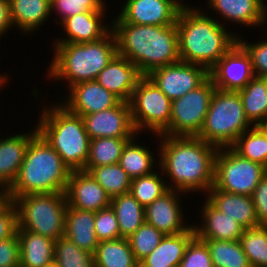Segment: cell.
Wrapping results in <instances>:
<instances>
[{"label":"cell","instance_id":"6da1fadb","mask_svg":"<svg viewBox=\"0 0 267 267\" xmlns=\"http://www.w3.org/2000/svg\"><path fill=\"white\" fill-rule=\"evenodd\" d=\"M156 137L160 140L158 167L168 180V188L185 194L196 191L206 194L214 185L218 148L197 136L159 134Z\"/></svg>","mask_w":267,"mask_h":267},{"label":"cell","instance_id":"7a4b0ae2","mask_svg":"<svg viewBox=\"0 0 267 267\" xmlns=\"http://www.w3.org/2000/svg\"><path fill=\"white\" fill-rule=\"evenodd\" d=\"M185 4L177 18L180 61L197 64L208 71L236 43L238 35L203 8ZM231 31V32H230Z\"/></svg>","mask_w":267,"mask_h":267},{"label":"cell","instance_id":"3957f363","mask_svg":"<svg viewBox=\"0 0 267 267\" xmlns=\"http://www.w3.org/2000/svg\"><path fill=\"white\" fill-rule=\"evenodd\" d=\"M110 21L118 55L127 58L144 75L180 61L176 23L169 26L135 25L125 23L118 15Z\"/></svg>","mask_w":267,"mask_h":267},{"label":"cell","instance_id":"277c9868","mask_svg":"<svg viewBox=\"0 0 267 267\" xmlns=\"http://www.w3.org/2000/svg\"><path fill=\"white\" fill-rule=\"evenodd\" d=\"M54 46V47H53ZM54 52L47 76L54 81L76 83L96 80L99 73L118 54L117 41L111 30L102 39L85 43H53Z\"/></svg>","mask_w":267,"mask_h":267},{"label":"cell","instance_id":"5b68a950","mask_svg":"<svg viewBox=\"0 0 267 267\" xmlns=\"http://www.w3.org/2000/svg\"><path fill=\"white\" fill-rule=\"evenodd\" d=\"M70 168L50 144L37 133L29 142L10 198L35 193L65 192Z\"/></svg>","mask_w":267,"mask_h":267},{"label":"cell","instance_id":"8992f818","mask_svg":"<svg viewBox=\"0 0 267 267\" xmlns=\"http://www.w3.org/2000/svg\"><path fill=\"white\" fill-rule=\"evenodd\" d=\"M47 105L42 106L38 117V133L71 171L83 170L89 156L90 138L82 116L73 114L59 102Z\"/></svg>","mask_w":267,"mask_h":267},{"label":"cell","instance_id":"52a82bcc","mask_svg":"<svg viewBox=\"0 0 267 267\" xmlns=\"http://www.w3.org/2000/svg\"><path fill=\"white\" fill-rule=\"evenodd\" d=\"M252 126L245 116L239 92L215 89L197 137L217 148L231 147Z\"/></svg>","mask_w":267,"mask_h":267},{"label":"cell","instance_id":"ba28073f","mask_svg":"<svg viewBox=\"0 0 267 267\" xmlns=\"http://www.w3.org/2000/svg\"><path fill=\"white\" fill-rule=\"evenodd\" d=\"M18 228L57 240L64 236L68 208L65 192L35 193L11 198Z\"/></svg>","mask_w":267,"mask_h":267},{"label":"cell","instance_id":"9c48e42d","mask_svg":"<svg viewBox=\"0 0 267 267\" xmlns=\"http://www.w3.org/2000/svg\"><path fill=\"white\" fill-rule=\"evenodd\" d=\"M135 130L157 136L170 126L172 101L145 75L129 101Z\"/></svg>","mask_w":267,"mask_h":267},{"label":"cell","instance_id":"30bf717a","mask_svg":"<svg viewBox=\"0 0 267 267\" xmlns=\"http://www.w3.org/2000/svg\"><path fill=\"white\" fill-rule=\"evenodd\" d=\"M267 168L241 157L231 147L218 148L215 156L214 186L221 191L251 196Z\"/></svg>","mask_w":267,"mask_h":267},{"label":"cell","instance_id":"8fae6325","mask_svg":"<svg viewBox=\"0 0 267 267\" xmlns=\"http://www.w3.org/2000/svg\"><path fill=\"white\" fill-rule=\"evenodd\" d=\"M215 86L208 77L200 86L172 101L166 136H198L209 110Z\"/></svg>","mask_w":267,"mask_h":267},{"label":"cell","instance_id":"7c38bea8","mask_svg":"<svg viewBox=\"0 0 267 267\" xmlns=\"http://www.w3.org/2000/svg\"><path fill=\"white\" fill-rule=\"evenodd\" d=\"M147 76L173 101L200 86L209 77V71L203 66L179 61L156 68Z\"/></svg>","mask_w":267,"mask_h":267},{"label":"cell","instance_id":"4fadbf2b","mask_svg":"<svg viewBox=\"0 0 267 267\" xmlns=\"http://www.w3.org/2000/svg\"><path fill=\"white\" fill-rule=\"evenodd\" d=\"M251 57L236 42L209 70L215 89L238 92L254 77Z\"/></svg>","mask_w":267,"mask_h":267},{"label":"cell","instance_id":"5bb4252c","mask_svg":"<svg viewBox=\"0 0 267 267\" xmlns=\"http://www.w3.org/2000/svg\"><path fill=\"white\" fill-rule=\"evenodd\" d=\"M119 17L135 25L169 26L186 4L182 0H124Z\"/></svg>","mask_w":267,"mask_h":267},{"label":"cell","instance_id":"9a60e30c","mask_svg":"<svg viewBox=\"0 0 267 267\" xmlns=\"http://www.w3.org/2000/svg\"><path fill=\"white\" fill-rule=\"evenodd\" d=\"M90 140L95 138H132L134 128L129 102L120 101L108 110L82 116Z\"/></svg>","mask_w":267,"mask_h":267},{"label":"cell","instance_id":"2e32d148","mask_svg":"<svg viewBox=\"0 0 267 267\" xmlns=\"http://www.w3.org/2000/svg\"><path fill=\"white\" fill-rule=\"evenodd\" d=\"M182 195L185 196L186 194L169 189L161 197L147 205L145 207V222L154 226L164 235L186 232L192 225L185 223L183 202L180 199Z\"/></svg>","mask_w":267,"mask_h":267},{"label":"cell","instance_id":"e0dca14e","mask_svg":"<svg viewBox=\"0 0 267 267\" xmlns=\"http://www.w3.org/2000/svg\"><path fill=\"white\" fill-rule=\"evenodd\" d=\"M67 94L60 96L59 102L70 112L80 116L108 110L121 101L96 80L76 83L69 88Z\"/></svg>","mask_w":267,"mask_h":267},{"label":"cell","instance_id":"ac0fdd59","mask_svg":"<svg viewBox=\"0 0 267 267\" xmlns=\"http://www.w3.org/2000/svg\"><path fill=\"white\" fill-rule=\"evenodd\" d=\"M69 207L97 212L110 206L104 188L84 170L71 171L65 191Z\"/></svg>","mask_w":267,"mask_h":267},{"label":"cell","instance_id":"d6986e66","mask_svg":"<svg viewBox=\"0 0 267 267\" xmlns=\"http://www.w3.org/2000/svg\"><path fill=\"white\" fill-rule=\"evenodd\" d=\"M144 76L136 65L117 54L99 73L96 81L121 101L129 102Z\"/></svg>","mask_w":267,"mask_h":267},{"label":"cell","instance_id":"ffe728a7","mask_svg":"<svg viewBox=\"0 0 267 267\" xmlns=\"http://www.w3.org/2000/svg\"><path fill=\"white\" fill-rule=\"evenodd\" d=\"M105 13L88 11L66 18L60 24L64 38L55 39L54 43H85L102 39L112 30L111 22L104 23L107 21Z\"/></svg>","mask_w":267,"mask_h":267},{"label":"cell","instance_id":"44dd1931","mask_svg":"<svg viewBox=\"0 0 267 267\" xmlns=\"http://www.w3.org/2000/svg\"><path fill=\"white\" fill-rule=\"evenodd\" d=\"M207 6V10L217 13L215 19L219 15L220 20L232 22L233 25L237 23L240 27L267 28L262 0H207Z\"/></svg>","mask_w":267,"mask_h":267},{"label":"cell","instance_id":"7402d4cb","mask_svg":"<svg viewBox=\"0 0 267 267\" xmlns=\"http://www.w3.org/2000/svg\"><path fill=\"white\" fill-rule=\"evenodd\" d=\"M200 212V225L192 224L202 240H240L244 228L233 218L216 209L206 198ZM203 219V220H202Z\"/></svg>","mask_w":267,"mask_h":267},{"label":"cell","instance_id":"603a6c76","mask_svg":"<svg viewBox=\"0 0 267 267\" xmlns=\"http://www.w3.org/2000/svg\"><path fill=\"white\" fill-rule=\"evenodd\" d=\"M33 129L28 133L0 136V185L10 188L17 178L27 146L38 133L36 125Z\"/></svg>","mask_w":267,"mask_h":267},{"label":"cell","instance_id":"cb8c5ba5","mask_svg":"<svg viewBox=\"0 0 267 267\" xmlns=\"http://www.w3.org/2000/svg\"><path fill=\"white\" fill-rule=\"evenodd\" d=\"M205 195L216 209L235 219L244 229L260 226L251 196L221 191L214 185Z\"/></svg>","mask_w":267,"mask_h":267},{"label":"cell","instance_id":"d4e9b609","mask_svg":"<svg viewBox=\"0 0 267 267\" xmlns=\"http://www.w3.org/2000/svg\"><path fill=\"white\" fill-rule=\"evenodd\" d=\"M195 236L193 225L183 233L165 235L159 245L137 267H178L185 249Z\"/></svg>","mask_w":267,"mask_h":267},{"label":"cell","instance_id":"484cf974","mask_svg":"<svg viewBox=\"0 0 267 267\" xmlns=\"http://www.w3.org/2000/svg\"><path fill=\"white\" fill-rule=\"evenodd\" d=\"M10 10L14 30L28 36L52 17L50 0H10Z\"/></svg>","mask_w":267,"mask_h":267},{"label":"cell","instance_id":"4316f807","mask_svg":"<svg viewBox=\"0 0 267 267\" xmlns=\"http://www.w3.org/2000/svg\"><path fill=\"white\" fill-rule=\"evenodd\" d=\"M20 247V267H45L54 262L55 240L17 229Z\"/></svg>","mask_w":267,"mask_h":267},{"label":"cell","instance_id":"83f0119b","mask_svg":"<svg viewBox=\"0 0 267 267\" xmlns=\"http://www.w3.org/2000/svg\"><path fill=\"white\" fill-rule=\"evenodd\" d=\"M95 212L73 207L67 208L64 236L80 249L94 254L99 241L95 234Z\"/></svg>","mask_w":267,"mask_h":267},{"label":"cell","instance_id":"f1b7e54d","mask_svg":"<svg viewBox=\"0 0 267 267\" xmlns=\"http://www.w3.org/2000/svg\"><path fill=\"white\" fill-rule=\"evenodd\" d=\"M137 136L140 137L137 134L126 143L119 160V165L131 179L151 174L159 164L157 163L159 161L155 159L156 153H153L144 144L143 146L138 144Z\"/></svg>","mask_w":267,"mask_h":267},{"label":"cell","instance_id":"f546056e","mask_svg":"<svg viewBox=\"0 0 267 267\" xmlns=\"http://www.w3.org/2000/svg\"><path fill=\"white\" fill-rule=\"evenodd\" d=\"M120 236L130 237L145 222V207H143L130 192L115 196L111 199Z\"/></svg>","mask_w":267,"mask_h":267},{"label":"cell","instance_id":"4dcf8cb0","mask_svg":"<svg viewBox=\"0 0 267 267\" xmlns=\"http://www.w3.org/2000/svg\"><path fill=\"white\" fill-rule=\"evenodd\" d=\"M94 255L95 267H137L128 238L99 242Z\"/></svg>","mask_w":267,"mask_h":267},{"label":"cell","instance_id":"1f68e13d","mask_svg":"<svg viewBox=\"0 0 267 267\" xmlns=\"http://www.w3.org/2000/svg\"><path fill=\"white\" fill-rule=\"evenodd\" d=\"M239 92L246 118L253 126L267 118V78L254 76Z\"/></svg>","mask_w":267,"mask_h":267},{"label":"cell","instance_id":"d6a6232c","mask_svg":"<svg viewBox=\"0 0 267 267\" xmlns=\"http://www.w3.org/2000/svg\"><path fill=\"white\" fill-rule=\"evenodd\" d=\"M231 148L241 157L267 168V135L259 125L243 132Z\"/></svg>","mask_w":267,"mask_h":267},{"label":"cell","instance_id":"836d02e7","mask_svg":"<svg viewBox=\"0 0 267 267\" xmlns=\"http://www.w3.org/2000/svg\"><path fill=\"white\" fill-rule=\"evenodd\" d=\"M130 139L105 137L90 140L89 156L85 168L119 163L123 149Z\"/></svg>","mask_w":267,"mask_h":267},{"label":"cell","instance_id":"e575fe53","mask_svg":"<svg viewBox=\"0 0 267 267\" xmlns=\"http://www.w3.org/2000/svg\"><path fill=\"white\" fill-rule=\"evenodd\" d=\"M104 188L106 194L112 199L115 196L128 193L131 186V178L119 163L84 168Z\"/></svg>","mask_w":267,"mask_h":267},{"label":"cell","instance_id":"d590c367","mask_svg":"<svg viewBox=\"0 0 267 267\" xmlns=\"http://www.w3.org/2000/svg\"><path fill=\"white\" fill-rule=\"evenodd\" d=\"M209 247L213 267H252L239 240H204Z\"/></svg>","mask_w":267,"mask_h":267},{"label":"cell","instance_id":"8d00e7d4","mask_svg":"<svg viewBox=\"0 0 267 267\" xmlns=\"http://www.w3.org/2000/svg\"><path fill=\"white\" fill-rule=\"evenodd\" d=\"M162 176L163 173L158 167L151 174L134 178L131 180L129 192L143 207H146L169 190Z\"/></svg>","mask_w":267,"mask_h":267},{"label":"cell","instance_id":"74e56055","mask_svg":"<svg viewBox=\"0 0 267 267\" xmlns=\"http://www.w3.org/2000/svg\"><path fill=\"white\" fill-rule=\"evenodd\" d=\"M239 241L252 267H267V226L244 229Z\"/></svg>","mask_w":267,"mask_h":267},{"label":"cell","instance_id":"f35d334b","mask_svg":"<svg viewBox=\"0 0 267 267\" xmlns=\"http://www.w3.org/2000/svg\"><path fill=\"white\" fill-rule=\"evenodd\" d=\"M54 262L59 267H95L94 255L80 249L66 236L55 241Z\"/></svg>","mask_w":267,"mask_h":267},{"label":"cell","instance_id":"ab89813d","mask_svg":"<svg viewBox=\"0 0 267 267\" xmlns=\"http://www.w3.org/2000/svg\"><path fill=\"white\" fill-rule=\"evenodd\" d=\"M165 235L154 226L144 222L130 237L131 250L138 262L148 256Z\"/></svg>","mask_w":267,"mask_h":267},{"label":"cell","instance_id":"60d3db41","mask_svg":"<svg viewBox=\"0 0 267 267\" xmlns=\"http://www.w3.org/2000/svg\"><path fill=\"white\" fill-rule=\"evenodd\" d=\"M51 14L57 12V18L53 20L61 24L66 18L75 16L82 12H106V4L104 0H50ZM60 15V16H59ZM59 16V18H58Z\"/></svg>","mask_w":267,"mask_h":267},{"label":"cell","instance_id":"b9f144b4","mask_svg":"<svg viewBox=\"0 0 267 267\" xmlns=\"http://www.w3.org/2000/svg\"><path fill=\"white\" fill-rule=\"evenodd\" d=\"M178 267H213L206 242L195 235L187 245Z\"/></svg>","mask_w":267,"mask_h":267},{"label":"cell","instance_id":"7bdbcfd3","mask_svg":"<svg viewBox=\"0 0 267 267\" xmlns=\"http://www.w3.org/2000/svg\"><path fill=\"white\" fill-rule=\"evenodd\" d=\"M95 234L99 242L122 238L111 206L95 212Z\"/></svg>","mask_w":267,"mask_h":267},{"label":"cell","instance_id":"ee69618b","mask_svg":"<svg viewBox=\"0 0 267 267\" xmlns=\"http://www.w3.org/2000/svg\"><path fill=\"white\" fill-rule=\"evenodd\" d=\"M238 42L244 47L247 53L251 57L253 73L257 77L267 78V38L266 40H258L248 43V40H244L239 33Z\"/></svg>","mask_w":267,"mask_h":267},{"label":"cell","instance_id":"f6af8a7d","mask_svg":"<svg viewBox=\"0 0 267 267\" xmlns=\"http://www.w3.org/2000/svg\"><path fill=\"white\" fill-rule=\"evenodd\" d=\"M17 209L11 200L0 210V241L14 237L17 234Z\"/></svg>","mask_w":267,"mask_h":267},{"label":"cell","instance_id":"bcb514c9","mask_svg":"<svg viewBox=\"0 0 267 267\" xmlns=\"http://www.w3.org/2000/svg\"><path fill=\"white\" fill-rule=\"evenodd\" d=\"M0 267H20V247L17 234L0 241Z\"/></svg>","mask_w":267,"mask_h":267},{"label":"cell","instance_id":"7dc6e473","mask_svg":"<svg viewBox=\"0 0 267 267\" xmlns=\"http://www.w3.org/2000/svg\"><path fill=\"white\" fill-rule=\"evenodd\" d=\"M251 197L256 210L259 225L267 226V174L255 187Z\"/></svg>","mask_w":267,"mask_h":267},{"label":"cell","instance_id":"c3c4849f","mask_svg":"<svg viewBox=\"0 0 267 267\" xmlns=\"http://www.w3.org/2000/svg\"><path fill=\"white\" fill-rule=\"evenodd\" d=\"M11 28L13 29L14 25L11 19L10 0H0V38L10 33Z\"/></svg>","mask_w":267,"mask_h":267},{"label":"cell","instance_id":"681fc988","mask_svg":"<svg viewBox=\"0 0 267 267\" xmlns=\"http://www.w3.org/2000/svg\"><path fill=\"white\" fill-rule=\"evenodd\" d=\"M10 201L9 188L0 185V210H2Z\"/></svg>","mask_w":267,"mask_h":267},{"label":"cell","instance_id":"f907efd6","mask_svg":"<svg viewBox=\"0 0 267 267\" xmlns=\"http://www.w3.org/2000/svg\"><path fill=\"white\" fill-rule=\"evenodd\" d=\"M0 40H1V38H0ZM1 74H0V85L5 86L6 83H9V82H7L8 81L7 78L9 76V74L8 73H6L7 75H4V73H1Z\"/></svg>","mask_w":267,"mask_h":267},{"label":"cell","instance_id":"816d5d0a","mask_svg":"<svg viewBox=\"0 0 267 267\" xmlns=\"http://www.w3.org/2000/svg\"><path fill=\"white\" fill-rule=\"evenodd\" d=\"M265 1L266 0H262L264 19H265V22L267 24V1H266V4H265Z\"/></svg>","mask_w":267,"mask_h":267},{"label":"cell","instance_id":"f5cc1de1","mask_svg":"<svg viewBox=\"0 0 267 267\" xmlns=\"http://www.w3.org/2000/svg\"><path fill=\"white\" fill-rule=\"evenodd\" d=\"M259 126L261 127V129L266 133L267 135V118L264 119L260 124Z\"/></svg>","mask_w":267,"mask_h":267},{"label":"cell","instance_id":"db71d44e","mask_svg":"<svg viewBox=\"0 0 267 267\" xmlns=\"http://www.w3.org/2000/svg\"><path fill=\"white\" fill-rule=\"evenodd\" d=\"M45 267H59L55 262H53L52 264L45 266Z\"/></svg>","mask_w":267,"mask_h":267},{"label":"cell","instance_id":"11a10c76","mask_svg":"<svg viewBox=\"0 0 267 267\" xmlns=\"http://www.w3.org/2000/svg\"><path fill=\"white\" fill-rule=\"evenodd\" d=\"M2 87L5 88L3 85H0V91H1V89H3Z\"/></svg>","mask_w":267,"mask_h":267}]
</instances>
